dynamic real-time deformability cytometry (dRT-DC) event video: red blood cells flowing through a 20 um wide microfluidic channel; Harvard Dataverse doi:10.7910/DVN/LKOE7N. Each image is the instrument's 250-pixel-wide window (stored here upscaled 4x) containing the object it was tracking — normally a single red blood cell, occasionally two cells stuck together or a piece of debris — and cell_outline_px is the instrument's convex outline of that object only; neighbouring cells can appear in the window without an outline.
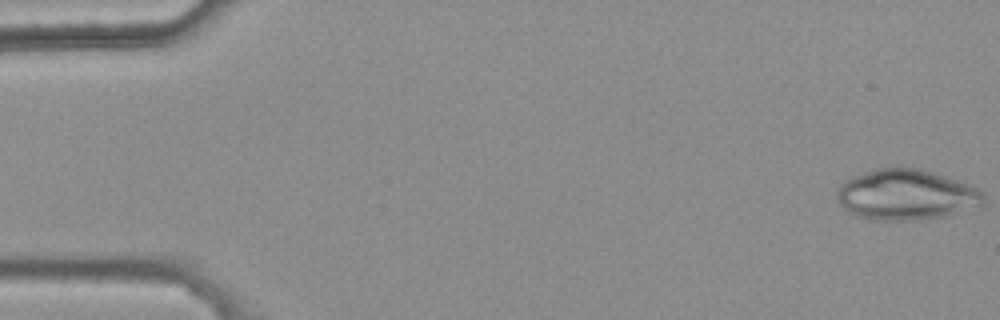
{"species": "common noctule bat (a hibernating species)", "species_latin": "Nyctalus noctula", "temperature_condition": "warm", "stored_images_in_passage": 12, "camera_frame_rate_fps": 3000, "um_per_image_px": 0.085, "animal": {"sex": "female", "body_mass_g": 25.1}, "frame": {"image": 1, "passage_image": 1, "time_ms": 0.0, "image_size_px": [1000, 320], "cell_outline_px": [[984, 200], [980, 208], [944, 216], [908, 220], [880, 220], [856, 216], [848, 212], [840, 204], [836, 192], [840, 184], [844, 180], [876, 168], [900, 164], [920, 168], [936, 172], [968, 184], [976, 188], [984, 196]], "centroid_in_image_um": [77.03, 16.52], "position_along_channel_um": 8.0, "area_um2": 43.81}}